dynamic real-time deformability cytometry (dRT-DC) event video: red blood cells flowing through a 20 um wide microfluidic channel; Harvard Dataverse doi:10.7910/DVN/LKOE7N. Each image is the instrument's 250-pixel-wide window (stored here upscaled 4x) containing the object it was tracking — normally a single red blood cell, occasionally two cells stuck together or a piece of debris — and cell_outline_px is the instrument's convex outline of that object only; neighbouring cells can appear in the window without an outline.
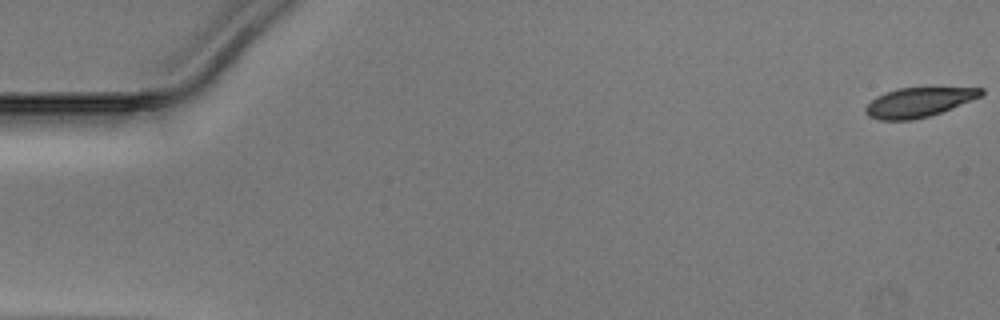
{"species": "Egyptian fruit bat (a non-hibernating species)", "species_latin": "Rousettus aegyptiacus", "temperature_condition": "warm", "stored_images_in_passage": 14, "camera_frame_rate_fps": 3000, "um_per_image_px": 0.085, "animal": {"sex": "male"}, "frame": {"image": 1, "passage_image": 1, "time_ms": 0.0, "image_size_px": [1000, 320], "cell_outline_px": [[984, 92], [980, 96], [940, 112], [928, 116], [912, 120], [880, 120], [868, 116], [864, 112], [864, 108], [876, 96], [896, 88], [984, 88]], "centroid_in_image_um": [78.01, 8.7], "position_along_channel_um": 7.0, "area_um2": 19.48}}
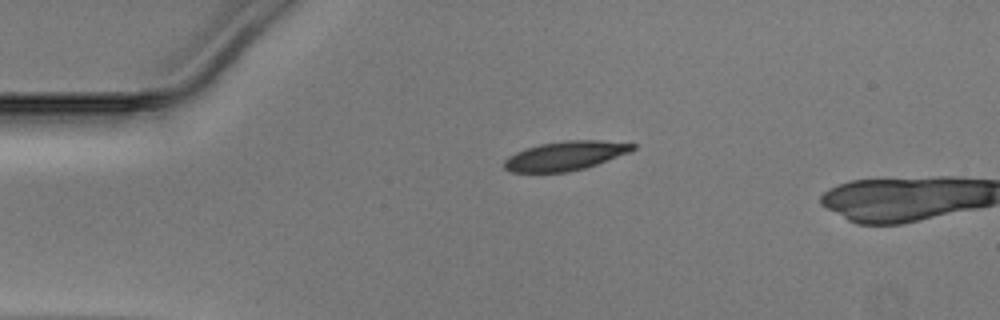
{"frame": {"image": 2, "passage_image": 12, "time_ms": 3.667, "image_size_px": [1000, 320], "cell_outline_px": [[636, 148], [628, 152], [596, 164], [584, 168], [568, 172], [512, 172], [504, 168], [504, 160], [508, 156], [524, 148], [540, 144], [568, 140], [600, 140], [636, 144]], "centroid_in_image_um": [48.01, 13.24], "position_along_channel_um": 37.0, "area_um2": 21.62}}